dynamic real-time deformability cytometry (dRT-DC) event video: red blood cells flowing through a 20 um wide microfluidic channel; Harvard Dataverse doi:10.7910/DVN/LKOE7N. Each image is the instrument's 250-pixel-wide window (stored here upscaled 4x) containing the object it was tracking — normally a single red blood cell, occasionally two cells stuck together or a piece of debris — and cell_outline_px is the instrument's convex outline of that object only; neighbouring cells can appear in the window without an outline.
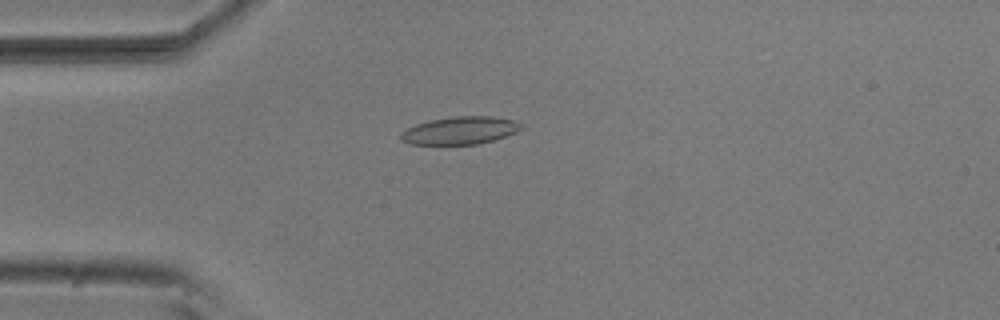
{"species": "common noctule bat (a hibernating species)", "species_latin": "Nyctalus noctula", "temperature_condition": "room temperature", "stored_images_in_passage": 53, "camera_frame_rate_fps": 3000, "um_per_image_px": 0.085, "animal": {"sex": "male", "body_mass_g": 20.5, "forearm_length_mm": 52.5}, "frame": {"image": 1, "passage_image": 14, "time_ms": 4.333, "image_size_px": [1000, 320], "cell_outline_px": [[524, 128], [516, 132], [480, 144], [412, 144], [400, 140], [400, 132], [416, 124], [428, 120], [456, 116], [492, 116], [512, 120], [524, 124]], "centroid_in_image_um": [39.11, 11.08], "position_along_channel_um": 45.9, "area_um2": 19.42}}
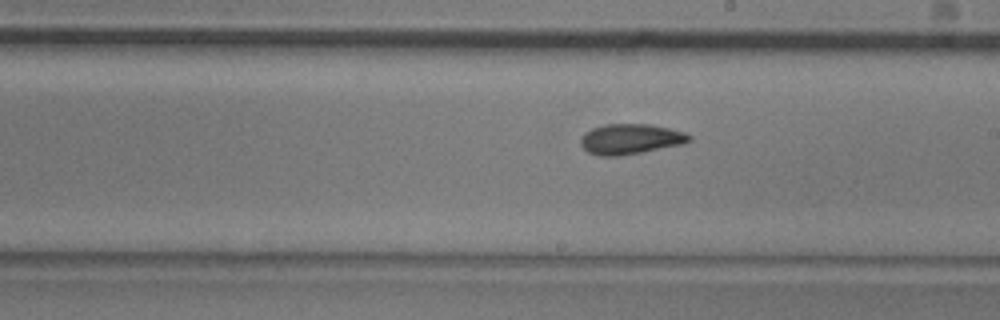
{"frame": {"image": 2, "passage_image": 30, "time_ms": 9.667, "image_size_px": [1000, 320], "cell_outline_px": [[692, 140], [684, 144], [620, 156], [600, 156], [588, 152], [580, 144], [580, 136], [584, 132], [592, 128], [604, 124], [652, 124], [684, 132], [692, 136]], "centroid_in_image_um": [53.58, 11.81], "position_along_channel_um": 235.4, "area_um2": 19.36}}
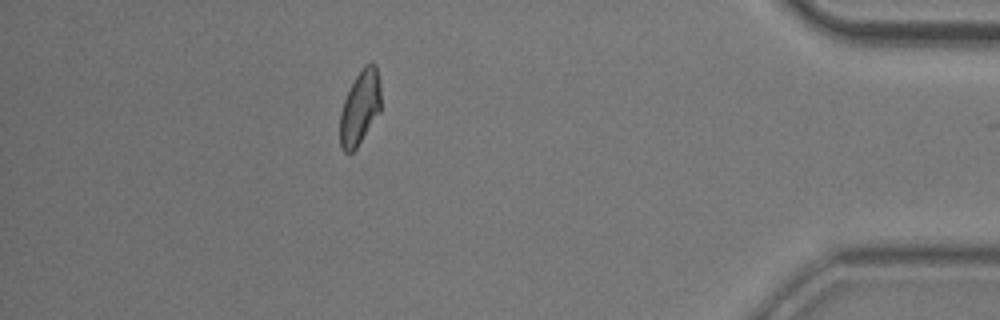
{"frame": {"image": 3, "passage_image": 47, "time_ms": 15.333, "image_size_px": [1000, 320], "cell_outline_px": [[380, 112], [356, 148], [352, 152], [344, 152], [340, 144], [340, 112], [344, 100], [356, 76], [364, 64], [376, 64], [380, 80]], "centroid_in_image_um": [30.6, 9.14], "position_along_channel_um": 404.6, "area_um2": 17.57}, "authors_computed_cell_mechanics": {"area_um2": 18.7272, "velocity_mm_per_s": 3.8228, "shape_relaxation_time_tau1_ms": null, "shape_relaxation_time_tau2_ms": 3.4059, "deformation_change_tau1": null, "deformation_change_tau2": 0.0858}}